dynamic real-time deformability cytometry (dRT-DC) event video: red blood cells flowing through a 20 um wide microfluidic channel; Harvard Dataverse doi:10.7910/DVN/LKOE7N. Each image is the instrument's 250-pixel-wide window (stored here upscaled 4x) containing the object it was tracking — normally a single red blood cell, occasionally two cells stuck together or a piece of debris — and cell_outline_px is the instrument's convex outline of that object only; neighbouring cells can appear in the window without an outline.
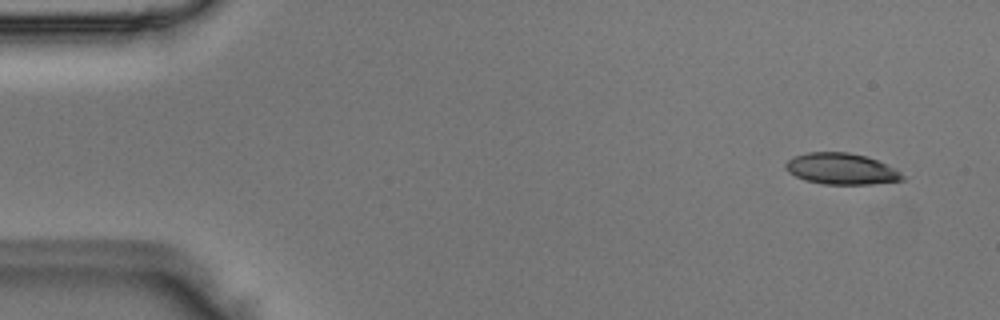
{"species": "Egyptian fruit bat (a non-hibernating species)", "species_latin": "Rousettus aegyptiacus", "temperature_condition": "room temperature", "stored_images_in_passage": 4, "camera_frame_rate_fps": 3000, "um_per_image_px": 0.085, "animal": {"sex": "male"}, "frame": {"image": 1, "passage_image": 1, "time_ms": 0.0, "image_size_px": [1000, 320], "cell_outline_px": [[904, 180], [872, 184], [824, 184], [804, 180], [788, 172], [784, 168], [784, 164], [792, 156], [808, 152], [848, 152], [864, 156], [876, 160], [900, 172], [904, 176]], "centroid_in_image_um": [71.45, 14.35], "position_along_channel_um": 13.6, "area_um2": 21.15}}
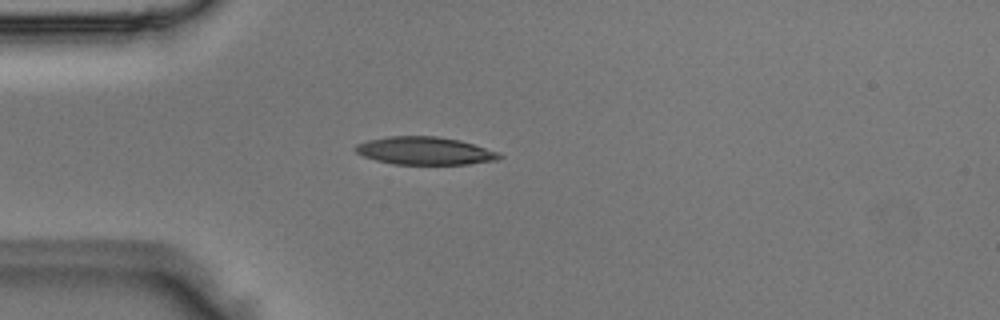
{"frame": {"image": 2, "passage_image": 3, "time_ms": 0.667, "image_size_px": [1000, 320], "cell_outline_px": [[504, 156], [496, 160], [468, 164], [392, 164], [376, 160], [364, 156], [356, 152], [352, 148], [356, 144], [368, 140], [388, 136], [436, 136], [460, 140], [500, 152]], "centroid_in_image_um": [36.11, 12.81], "position_along_channel_um": 48.9, "area_um2": 23.41}}